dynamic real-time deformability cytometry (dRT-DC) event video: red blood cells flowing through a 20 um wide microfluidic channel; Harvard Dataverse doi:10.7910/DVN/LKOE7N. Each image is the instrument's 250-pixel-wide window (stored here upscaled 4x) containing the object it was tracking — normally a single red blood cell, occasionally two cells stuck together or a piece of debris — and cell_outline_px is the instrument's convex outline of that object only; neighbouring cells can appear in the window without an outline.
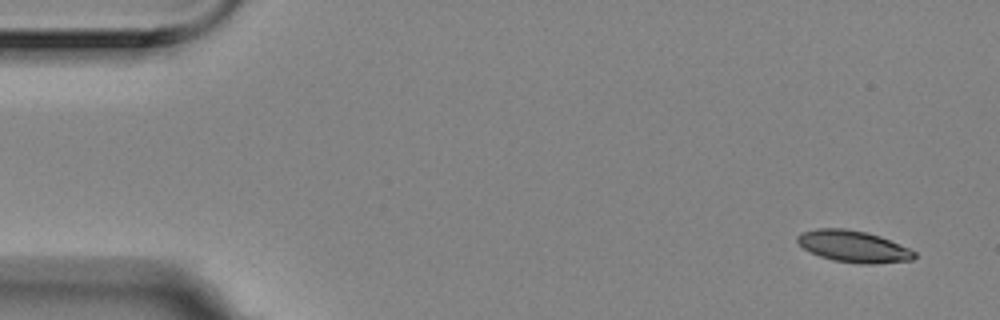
{"species": "Egyptian fruit bat (a non-hibernating species)", "species_latin": "Rousettus aegyptiacus", "temperature_condition": "room temperature", "stored_images_in_passage": 6, "segment_of_instrument_passage": [2, 2], "camera_frame_rate_fps": 3000, "um_per_image_px": 0.085, "animal": {"sex": "female"}, "frame": {"image": 1, "passage_image": 6, "time_ms": 1.667, "image_size_px": [1000, 320], "cell_outline_px": [[916, 256], [912, 260], [872, 264], [864, 264], [832, 260], [820, 256], [804, 248], [796, 240], [796, 236], [804, 232], [816, 228], [844, 228], [864, 232], [880, 236], [908, 248], [916, 252]], "centroid_in_image_um": [72.54, 20.95], "position_along_channel_um": 12.5, "area_um2": 21.33}}